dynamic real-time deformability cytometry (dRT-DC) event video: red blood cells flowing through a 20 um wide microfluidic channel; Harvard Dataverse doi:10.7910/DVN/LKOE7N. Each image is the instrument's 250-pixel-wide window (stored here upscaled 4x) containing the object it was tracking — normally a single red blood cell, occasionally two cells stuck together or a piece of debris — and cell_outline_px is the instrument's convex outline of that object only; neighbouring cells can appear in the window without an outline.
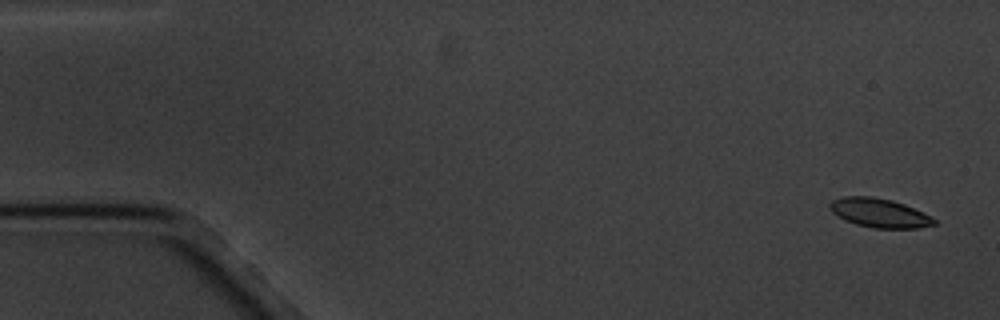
{"species": "common noctule bat (a hibernating species)", "species_latin": "Nyctalus noctula", "temperature_condition": "cold", "stored_images_in_passage": 6, "camera_frame_rate_fps": 3000, "um_per_image_px": 0.085, "animal": {"sex": "male", "body_mass_g": 20.1, "forearm_length_mm": 53.5}, "frame": {"image": 1, "passage_image": 1, "time_ms": 0.0, "image_size_px": [1000, 320], "cell_outline_px": [[936, 224], [920, 228], [872, 228], [856, 224], [844, 220], [832, 212], [828, 208], [828, 204], [832, 200], [844, 196], [872, 196], [892, 200], [904, 204], [936, 220]], "centroid_in_image_um": [74.68, 18.1], "position_along_channel_um": 10.3, "area_um2": 17.57}}